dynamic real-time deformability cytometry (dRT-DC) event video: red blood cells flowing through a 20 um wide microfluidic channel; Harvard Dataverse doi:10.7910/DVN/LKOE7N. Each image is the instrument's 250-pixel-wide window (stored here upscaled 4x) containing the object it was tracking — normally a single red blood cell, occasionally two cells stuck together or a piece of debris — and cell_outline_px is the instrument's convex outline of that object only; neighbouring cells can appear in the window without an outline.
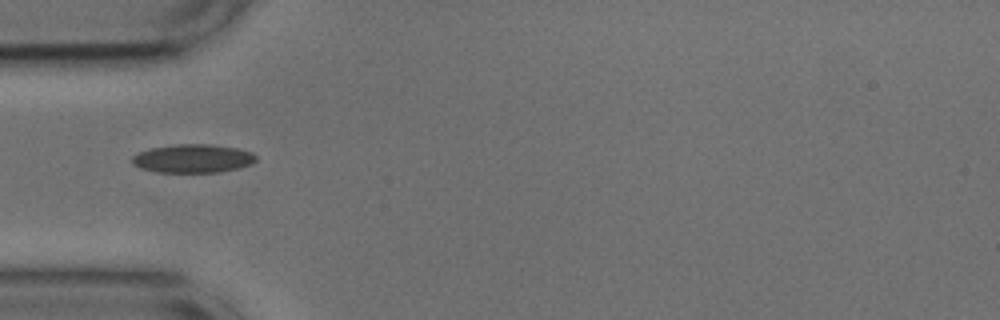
{"species": "common noctule bat (a hibernating species)", "species_latin": "Nyctalus noctula", "temperature_condition": "cold", "stored_images_in_passage": 34, "camera_frame_rate_fps": 3000, "um_per_image_px": 0.085, "animal": {"sex": "male", "body_mass_g": 17.9, "forearm_length_mm": 54.2}, "frame": {"image": 1, "passage_image": 1, "time_ms": 0.0, "image_size_px": [1000, 320], "cell_outline_px": [[256, 160], [252, 164], [236, 168], [216, 172], [156, 172], [140, 168], [132, 164], [132, 156], [140, 152], [152, 148], [176, 144], [208, 144], [236, 148], [252, 152], [256, 156]], "centroid_in_image_um": [16.38, 13.47], "position_along_channel_um": 68.6, "area_um2": 20.4}}
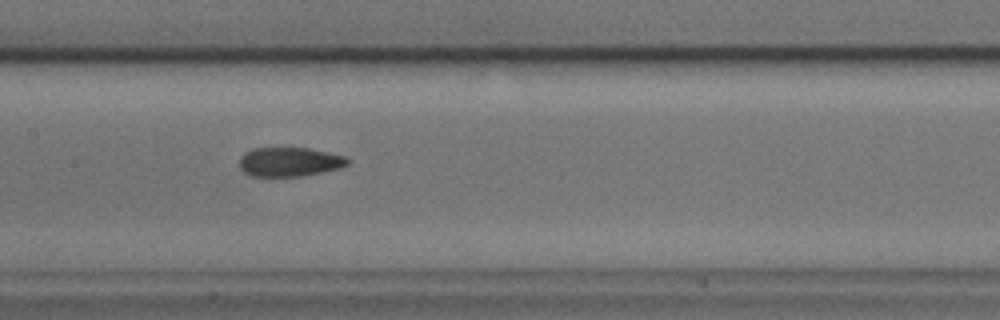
{"frame": {"image": 2, "passage_image": 10, "time_ms": 3.0, "image_size_px": [1000, 320], "cell_outline_px": [[352, 160], [348, 164], [340, 168], [300, 176], [252, 176], [244, 172], [240, 168], [240, 156], [244, 152], [252, 148], [308, 148], [344, 156]], "centroid_in_image_um": [24.59, 13.75], "position_along_channel_um": 182.8, "area_um2": 18.32}, "authors_computed_cell_mechanics": {"area_um2": 18.9295, "velocity_mm_per_s": 3.7743, "shape_relaxation_time_tau1_ms": null, "shape_relaxation_time_tau2_ms": 2.1849, "deformation_change_tau1": null, "deformation_change_tau2": 0.0669}}